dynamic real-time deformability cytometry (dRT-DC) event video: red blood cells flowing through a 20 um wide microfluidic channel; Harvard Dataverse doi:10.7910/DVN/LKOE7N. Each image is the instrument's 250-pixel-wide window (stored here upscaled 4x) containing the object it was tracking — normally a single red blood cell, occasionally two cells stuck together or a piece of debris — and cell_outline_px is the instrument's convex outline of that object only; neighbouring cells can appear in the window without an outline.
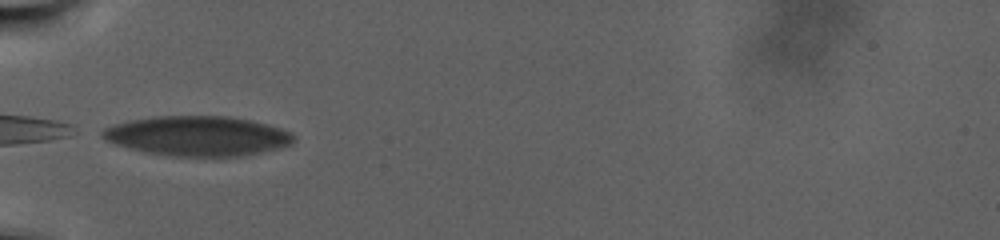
{"species": "human", "species_latin": "Homo sapiens", "temperature_condition": "warm", "stored_images_in_passage": 63, "camera_frame_rate_fps": 3000, "um_per_image_px": 0.085, "donor": {"sex": "male"}, "frame": {"image": 1, "passage_image": 1, "time_ms": 0.0, "image_size_px": [1000, 240], "cell_outline_px": [[292, 144], [244, 156], [168, 156], [144, 152], [128, 148], [116, 144], [100, 136], [100, 132], [104, 128], [128, 120], [152, 116], [228, 116], [252, 120], [280, 128], [292, 132]], "centroid_in_image_um": [16.75, 11.55], "position_along_channel_um": 68.2, "area_um2": 44.33}}
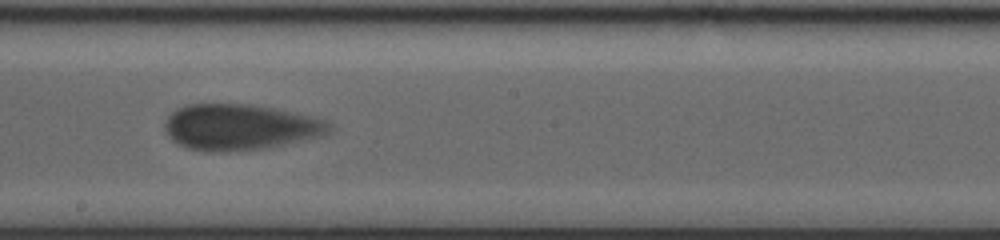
{"frame": {"image": 2, "passage_image": 24, "time_ms": 7.667, "image_size_px": [1000, 240], "cell_outline_px": [[332, 128], [328, 132], [320, 136], [268, 148], [228, 152], [204, 152], [188, 148], [176, 144], [168, 136], [164, 128], [164, 124], [168, 116], [176, 108], [188, 104], [252, 104], [312, 116], [324, 120], [332, 124]], "centroid_in_image_um": [20.35, 10.81], "position_along_channel_um": 227.8, "area_um2": 44.27}}
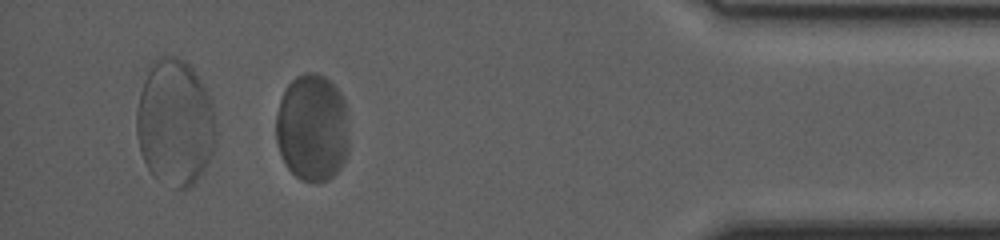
{"frame": {"image": 3, "passage_image": 54, "time_ms": 17.667, "image_size_px": [1000, 240], "cell_outline_px": [[348, 152], [340, 168], [328, 180], [316, 184], [300, 180], [288, 168], [280, 152], [276, 140], [276, 116], [280, 100], [284, 88], [296, 76], [304, 72], [316, 72], [324, 76], [344, 96], [348, 112]], "centroid_in_image_um": [26.56, 10.86], "position_along_channel_um": 408.6, "area_um2": 46.53}}